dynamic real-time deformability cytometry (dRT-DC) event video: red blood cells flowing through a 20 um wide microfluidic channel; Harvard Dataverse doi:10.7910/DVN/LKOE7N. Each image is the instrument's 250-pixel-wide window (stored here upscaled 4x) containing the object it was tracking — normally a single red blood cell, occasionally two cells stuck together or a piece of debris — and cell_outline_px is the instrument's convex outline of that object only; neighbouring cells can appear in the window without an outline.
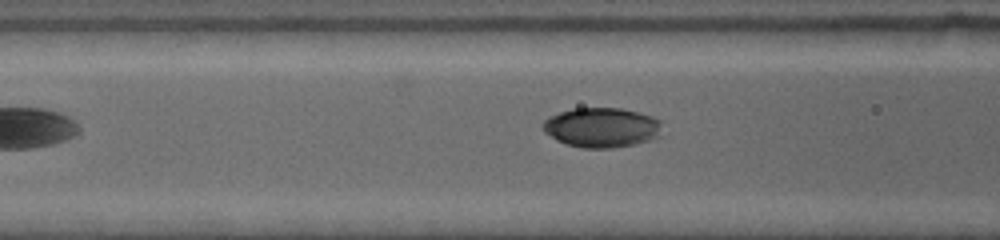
{"species": "common noctule bat (a hibernating species)", "species_latin": "Nyctalus noctula", "temperature_condition": "warm", "stored_images_in_passage": 4, "camera_frame_rate_fps": 4500, "um_per_image_px": 0.085, "animal": {"sex": "female", "body_mass_g": 19.0, "forearm_length_mm": 53.3}, "frame": {"image": 1, "passage_image": 4, "time_ms": 2.889, "image_size_px": [1000, 240], "cell_outline_px": [[660, 136], [652, 140], [612, 148], [580, 148], [556, 140], [544, 132], [540, 124], [548, 116], [560, 112], [576, 108], [620, 108], [652, 116], [660, 120]], "centroid_in_image_um": [51.11, 10.84], "position_along_channel_um": 115.5, "area_um2": 27.69}}